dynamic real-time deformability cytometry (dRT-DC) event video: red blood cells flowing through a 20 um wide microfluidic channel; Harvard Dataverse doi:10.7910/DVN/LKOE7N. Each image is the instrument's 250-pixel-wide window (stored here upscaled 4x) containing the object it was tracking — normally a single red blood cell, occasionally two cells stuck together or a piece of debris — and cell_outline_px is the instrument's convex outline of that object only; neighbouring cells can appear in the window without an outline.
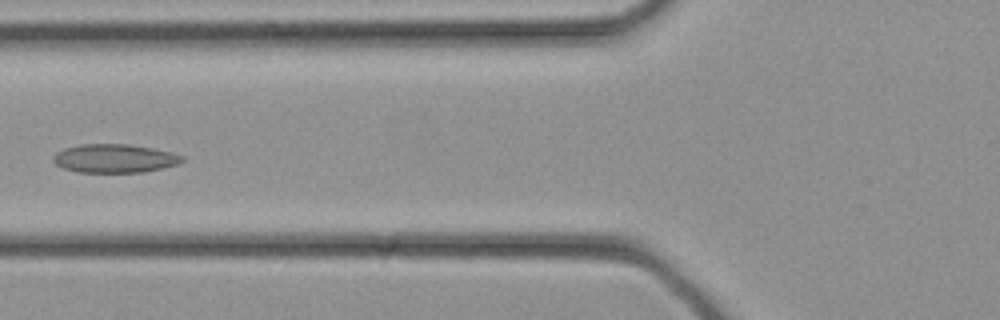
{"species": "common noctule bat (a hibernating species)", "species_latin": "Nyctalus noctula", "temperature_condition": "cold", "stored_images_in_passage": 18, "camera_frame_rate_fps": 3000, "um_per_image_px": 0.085, "animal": {"sex": "female", "body_mass_g": 21.9}, "frame": {"image": 1, "passage_image": 4, "time_ms": 1.0, "image_size_px": [1000, 320], "cell_outline_px": [[184, 160], [180, 164], [144, 172], [80, 172], [64, 168], [56, 164], [52, 160], [52, 156], [56, 152], [64, 148], [80, 144], [128, 144], [152, 148], [172, 152], [184, 156]], "centroid_in_image_um": [9.75, 13.46], "position_along_channel_um": 116.0, "area_um2": 21.56}}
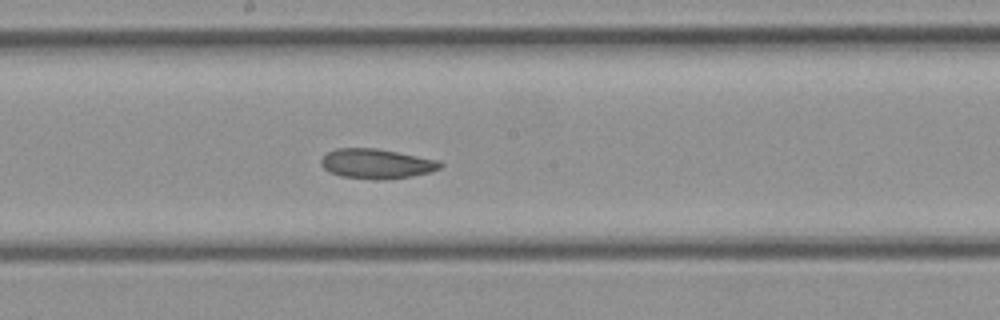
{"frame": {"image": 2, "passage_image": 9, "time_ms": 2.667, "image_size_px": [1000, 320], "cell_outline_px": [[444, 164], [440, 168], [428, 172], [412, 176], [380, 180], [372, 180], [340, 176], [328, 172], [320, 164], [320, 160], [324, 152], [336, 148], [376, 148], [440, 160]], "centroid_in_image_um": [31.95, 13.91], "position_along_channel_um": 216.2, "area_um2": 20.98}}
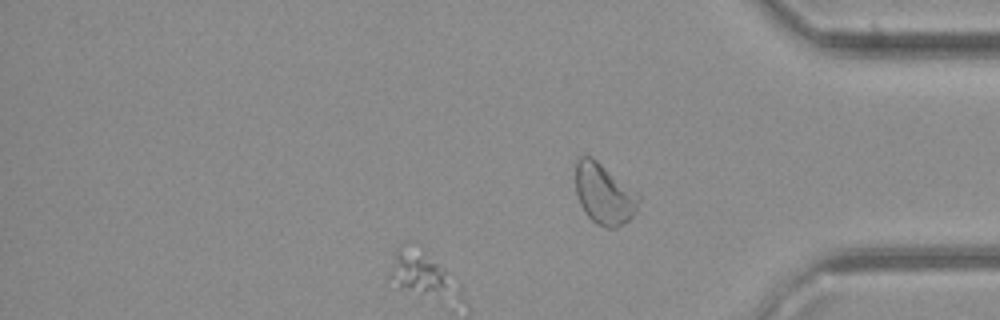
{"frame": {"image": 3, "passage_image": 18, "time_ms": 5.667, "image_size_px": [1000, 320], "cell_outline_px": [[640, 200], [636, 212], [624, 224], [616, 228], [608, 228], [596, 224], [584, 212], [580, 204], [576, 192], [576, 156], [592, 156], [640, 196]], "centroid_in_image_um": [51.33, 16.49], "position_along_channel_um": 383.9, "area_um2": 22.25}}